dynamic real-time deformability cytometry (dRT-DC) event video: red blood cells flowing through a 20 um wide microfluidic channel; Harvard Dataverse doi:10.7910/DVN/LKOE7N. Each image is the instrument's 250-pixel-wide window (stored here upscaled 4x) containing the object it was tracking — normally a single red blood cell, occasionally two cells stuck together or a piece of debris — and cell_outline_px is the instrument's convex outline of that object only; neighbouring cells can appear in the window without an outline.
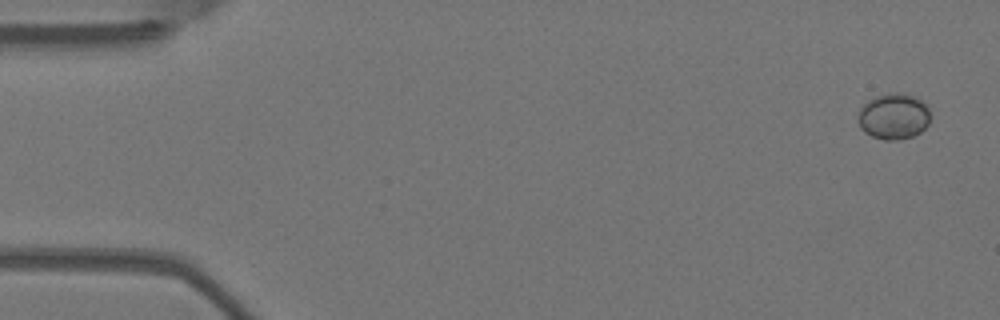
{"species": "Egyptian fruit bat (a non-hibernating species)", "species_latin": "Rousettus aegyptiacus", "temperature_condition": "warm", "stored_images_in_passage": 4, "camera_frame_rate_fps": 3000, "um_per_image_px": 0.085, "animal": {"sex": "female"}, "frame": {"image": 1, "passage_image": 1, "time_ms": 0.0, "image_size_px": [1000, 320], "cell_outline_px": [[928, 124], [920, 132], [912, 136], [900, 140], [884, 140], [872, 136], [864, 132], [860, 128], [856, 116], [860, 108], [868, 100], [876, 96], [888, 92], [904, 92], [916, 96], [928, 108]], "centroid_in_image_um": [75.92, 9.88], "position_along_channel_um": 9.1, "area_um2": 19.59}}
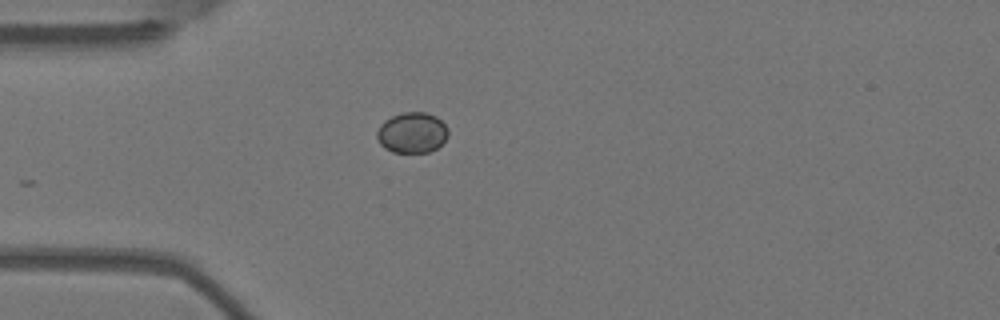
{"frame": {"image": 2, "passage_image": 4, "time_ms": 1.0, "image_size_px": [1000, 320], "cell_outline_px": [[448, 136], [436, 148], [428, 152], [392, 152], [384, 148], [380, 144], [376, 136], [376, 132], [380, 124], [384, 120], [392, 116], [404, 112], [424, 112], [436, 116], [448, 128]], "centroid_in_image_um": [35.0, 11.27], "position_along_channel_um": 50.0, "area_um2": 16.88}}